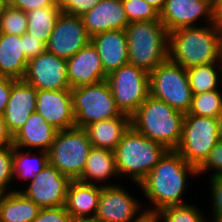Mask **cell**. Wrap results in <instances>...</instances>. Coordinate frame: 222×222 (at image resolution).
<instances>
[{"mask_svg": "<svg viewBox=\"0 0 222 222\" xmlns=\"http://www.w3.org/2000/svg\"><path fill=\"white\" fill-rule=\"evenodd\" d=\"M196 178L200 179L197 168L188 164L176 150H168L135 187L142 193V202L146 201L144 209L157 212L169 206L190 203L185 199L188 181Z\"/></svg>", "mask_w": 222, "mask_h": 222, "instance_id": "obj_1", "label": "cell"}, {"mask_svg": "<svg viewBox=\"0 0 222 222\" xmlns=\"http://www.w3.org/2000/svg\"><path fill=\"white\" fill-rule=\"evenodd\" d=\"M169 59L185 69L222 62V33L211 23L169 32Z\"/></svg>", "mask_w": 222, "mask_h": 222, "instance_id": "obj_2", "label": "cell"}, {"mask_svg": "<svg viewBox=\"0 0 222 222\" xmlns=\"http://www.w3.org/2000/svg\"><path fill=\"white\" fill-rule=\"evenodd\" d=\"M185 113L149 95L131 116V126L149 139L175 150L182 138Z\"/></svg>", "mask_w": 222, "mask_h": 222, "instance_id": "obj_3", "label": "cell"}, {"mask_svg": "<svg viewBox=\"0 0 222 222\" xmlns=\"http://www.w3.org/2000/svg\"><path fill=\"white\" fill-rule=\"evenodd\" d=\"M167 151L163 144L145 137L130 126L114 150L120 179L130 180L131 186L139 184Z\"/></svg>", "mask_w": 222, "mask_h": 222, "instance_id": "obj_4", "label": "cell"}, {"mask_svg": "<svg viewBox=\"0 0 222 222\" xmlns=\"http://www.w3.org/2000/svg\"><path fill=\"white\" fill-rule=\"evenodd\" d=\"M124 30L129 64L150 73L169 58V32L160 20L131 22Z\"/></svg>", "mask_w": 222, "mask_h": 222, "instance_id": "obj_5", "label": "cell"}, {"mask_svg": "<svg viewBox=\"0 0 222 222\" xmlns=\"http://www.w3.org/2000/svg\"><path fill=\"white\" fill-rule=\"evenodd\" d=\"M75 127L121 116L107 80L71 88Z\"/></svg>", "mask_w": 222, "mask_h": 222, "instance_id": "obj_6", "label": "cell"}, {"mask_svg": "<svg viewBox=\"0 0 222 222\" xmlns=\"http://www.w3.org/2000/svg\"><path fill=\"white\" fill-rule=\"evenodd\" d=\"M149 85L151 96L188 113L193 94L184 67L168 58L149 73Z\"/></svg>", "mask_w": 222, "mask_h": 222, "instance_id": "obj_7", "label": "cell"}, {"mask_svg": "<svg viewBox=\"0 0 222 222\" xmlns=\"http://www.w3.org/2000/svg\"><path fill=\"white\" fill-rule=\"evenodd\" d=\"M91 148V142L83 128L58 131L48 150L49 164L71 180H77L82 175Z\"/></svg>", "mask_w": 222, "mask_h": 222, "instance_id": "obj_8", "label": "cell"}, {"mask_svg": "<svg viewBox=\"0 0 222 222\" xmlns=\"http://www.w3.org/2000/svg\"><path fill=\"white\" fill-rule=\"evenodd\" d=\"M218 128V118L185 115L182 138L175 150L198 169L220 141Z\"/></svg>", "mask_w": 222, "mask_h": 222, "instance_id": "obj_9", "label": "cell"}, {"mask_svg": "<svg viewBox=\"0 0 222 222\" xmlns=\"http://www.w3.org/2000/svg\"><path fill=\"white\" fill-rule=\"evenodd\" d=\"M106 80L117 108L130 117L150 95L149 73L132 64L109 73Z\"/></svg>", "mask_w": 222, "mask_h": 222, "instance_id": "obj_10", "label": "cell"}, {"mask_svg": "<svg viewBox=\"0 0 222 222\" xmlns=\"http://www.w3.org/2000/svg\"><path fill=\"white\" fill-rule=\"evenodd\" d=\"M71 181L67 175L48 163L33 181L24 185V188H19V192L40 208L61 207L65 205Z\"/></svg>", "mask_w": 222, "mask_h": 222, "instance_id": "obj_11", "label": "cell"}, {"mask_svg": "<svg viewBox=\"0 0 222 222\" xmlns=\"http://www.w3.org/2000/svg\"><path fill=\"white\" fill-rule=\"evenodd\" d=\"M23 80L36 90H71L66 59L48 51L28 60Z\"/></svg>", "mask_w": 222, "mask_h": 222, "instance_id": "obj_12", "label": "cell"}, {"mask_svg": "<svg viewBox=\"0 0 222 222\" xmlns=\"http://www.w3.org/2000/svg\"><path fill=\"white\" fill-rule=\"evenodd\" d=\"M123 185L101 188L95 216L102 222H130L145 210L139 196L132 195Z\"/></svg>", "mask_w": 222, "mask_h": 222, "instance_id": "obj_13", "label": "cell"}, {"mask_svg": "<svg viewBox=\"0 0 222 222\" xmlns=\"http://www.w3.org/2000/svg\"><path fill=\"white\" fill-rule=\"evenodd\" d=\"M90 41L81 16L61 12L46 43V51L68 59Z\"/></svg>", "mask_w": 222, "mask_h": 222, "instance_id": "obj_14", "label": "cell"}, {"mask_svg": "<svg viewBox=\"0 0 222 222\" xmlns=\"http://www.w3.org/2000/svg\"><path fill=\"white\" fill-rule=\"evenodd\" d=\"M160 21L168 32L211 24L212 0H166L160 12Z\"/></svg>", "mask_w": 222, "mask_h": 222, "instance_id": "obj_15", "label": "cell"}, {"mask_svg": "<svg viewBox=\"0 0 222 222\" xmlns=\"http://www.w3.org/2000/svg\"><path fill=\"white\" fill-rule=\"evenodd\" d=\"M36 112L57 131L75 127L71 90H37Z\"/></svg>", "mask_w": 222, "mask_h": 222, "instance_id": "obj_16", "label": "cell"}, {"mask_svg": "<svg viewBox=\"0 0 222 222\" xmlns=\"http://www.w3.org/2000/svg\"><path fill=\"white\" fill-rule=\"evenodd\" d=\"M66 64L71 88L92 85L107 78L98 51L91 41L66 59Z\"/></svg>", "mask_w": 222, "mask_h": 222, "instance_id": "obj_17", "label": "cell"}, {"mask_svg": "<svg viewBox=\"0 0 222 222\" xmlns=\"http://www.w3.org/2000/svg\"><path fill=\"white\" fill-rule=\"evenodd\" d=\"M81 18L90 38L129 24L122 0H98Z\"/></svg>", "mask_w": 222, "mask_h": 222, "instance_id": "obj_18", "label": "cell"}, {"mask_svg": "<svg viewBox=\"0 0 222 222\" xmlns=\"http://www.w3.org/2000/svg\"><path fill=\"white\" fill-rule=\"evenodd\" d=\"M37 90L22 80H16L11 89L9 101L3 118L14 136L26 123L29 116L36 112Z\"/></svg>", "mask_w": 222, "mask_h": 222, "instance_id": "obj_19", "label": "cell"}, {"mask_svg": "<svg viewBox=\"0 0 222 222\" xmlns=\"http://www.w3.org/2000/svg\"><path fill=\"white\" fill-rule=\"evenodd\" d=\"M117 180L120 181V177L116 168L114 151L92 147L89 151L82 175L77 181L106 187L121 184V182L115 183Z\"/></svg>", "mask_w": 222, "mask_h": 222, "instance_id": "obj_20", "label": "cell"}, {"mask_svg": "<svg viewBox=\"0 0 222 222\" xmlns=\"http://www.w3.org/2000/svg\"><path fill=\"white\" fill-rule=\"evenodd\" d=\"M96 47L104 72L108 75L129 63L128 41L125 30H110L91 37Z\"/></svg>", "mask_w": 222, "mask_h": 222, "instance_id": "obj_21", "label": "cell"}, {"mask_svg": "<svg viewBox=\"0 0 222 222\" xmlns=\"http://www.w3.org/2000/svg\"><path fill=\"white\" fill-rule=\"evenodd\" d=\"M57 132L39 113L33 112L24 126L13 136V145L24 150L48 152Z\"/></svg>", "mask_w": 222, "mask_h": 222, "instance_id": "obj_22", "label": "cell"}, {"mask_svg": "<svg viewBox=\"0 0 222 222\" xmlns=\"http://www.w3.org/2000/svg\"><path fill=\"white\" fill-rule=\"evenodd\" d=\"M130 126L131 117L122 114L115 118L91 123L83 129L86 131L92 147L114 151Z\"/></svg>", "mask_w": 222, "mask_h": 222, "instance_id": "obj_23", "label": "cell"}, {"mask_svg": "<svg viewBox=\"0 0 222 222\" xmlns=\"http://www.w3.org/2000/svg\"><path fill=\"white\" fill-rule=\"evenodd\" d=\"M27 62L22 36L0 33V77L22 80Z\"/></svg>", "mask_w": 222, "mask_h": 222, "instance_id": "obj_24", "label": "cell"}, {"mask_svg": "<svg viewBox=\"0 0 222 222\" xmlns=\"http://www.w3.org/2000/svg\"><path fill=\"white\" fill-rule=\"evenodd\" d=\"M102 186L72 180L69 183L65 209L72 216L92 217L96 215Z\"/></svg>", "mask_w": 222, "mask_h": 222, "instance_id": "obj_25", "label": "cell"}, {"mask_svg": "<svg viewBox=\"0 0 222 222\" xmlns=\"http://www.w3.org/2000/svg\"><path fill=\"white\" fill-rule=\"evenodd\" d=\"M48 163V152L46 151L24 150L14 147L13 182H16V185H13L14 191H19V188L16 187L33 181ZM18 183L21 184L17 186Z\"/></svg>", "mask_w": 222, "mask_h": 222, "instance_id": "obj_26", "label": "cell"}, {"mask_svg": "<svg viewBox=\"0 0 222 222\" xmlns=\"http://www.w3.org/2000/svg\"><path fill=\"white\" fill-rule=\"evenodd\" d=\"M40 210L19 191L0 193V222H33Z\"/></svg>", "mask_w": 222, "mask_h": 222, "instance_id": "obj_27", "label": "cell"}, {"mask_svg": "<svg viewBox=\"0 0 222 222\" xmlns=\"http://www.w3.org/2000/svg\"><path fill=\"white\" fill-rule=\"evenodd\" d=\"M186 71L193 95L222 88V62L194 66Z\"/></svg>", "mask_w": 222, "mask_h": 222, "instance_id": "obj_28", "label": "cell"}, {"mask_svg": "<svg viewBox=\"0 0 222 222\" xmlns=\"http://www.w3.org/2000/svg\"><path fill=\"white\" fill-rule=\"evenodd\" d=\"M61 12L59 4L27 12L26 32L46 44Z\"/></svg>", "mask_w": 222, "mask_h": 222, "instance_id": "obj_29", "label": "cell"}, {"mask_svg": "<svg viewBox=\"0 0 222 222\" xmlns=\"http://www.w3.org/2000/svg\"><path fill=\"white\" fill-rule=\"evenodd\" d=\"M191 202L183 205L169 206L157 211L160 222H210L208 212ZM206 214V215H205ZM207 217V218H206Z\"/></svg>", "mask_w": 222, "mask_h": 222, "instance_id": "obj_30", "label": "cell"}, {"mask_svg": "<svg viewBox=\"0 0 222 222\" xmlns=\"http://www.w3.org/2000/svg\"><path fill=\"white\" fill-rule=\"evenodd\" d=\"M221 112L222 88L193 95L191 107L185 115L218 118Z\"/></svg>", "mask_w": 222, "mask_h": 222, "instance_id": "obj_31", "label": "cell"}, {"mask_svg": "<svg viewBox=\"0 0 222 222\" xmlns=\"http://www.w3.org/2000/svg\"><path fill=\"white\" fill-rule=\"evenodd\" d=\"M27 30V15L21 9L7 5L0 14V33L22 36Z\"/></svg>", "mask_w": 222, "mask_h": 222, "instance_id": "obj_32", "label": "cell"}, {"mask_svg": "<svg viewBox=\"0 0 222 222\" xmlns=\"http://www.w3.org/2000/svg\"><path fill=\"white\" fill-rule=\"evenodd\" d=\"M128 22L160 20V13L145 0H122Z\"/></svg>", "mask_w": 222, "mask_h": 222, "instance_id": "obj_33", "label": "cell"}, {"mask_svg": "<svg viewBox=\"0 0 222 222\" xmlns=\"http://www.w3.org/2000/svg\"><path fill=\"white\" fill-rule=\"evenodd\" d=\"M14 145L0 148V193L13 192Z\"/></svg>", "mask_w": 222, "mask_h": 222, "instance_id": "obj_34", "label": "cell"}, {"mask_svg": "<svg viewBox=\"0 0 222 222\" xmlns=\"http://www.w3.org/2000/svg\"><path fill=\"white\" fill-rule=\"evenodd\" d=\"M210 194L209 202L211 208L208 215L210 222H222V177L207 178ZM212 205V206H211ZM212 214V215H211Z\"/></svg>", "mask_w": 222, "mask_h": 222, "instance_id": "obj_35", "label": "cell"}, {"mask_svg": "<svg viewBox=\"0 0 222 222\" xmlns=\"http://www.w3.org/2000/svg\"><path fill=\"white\" fill-rule=\"evenodd\" d=\"M199 178L222 177V141L220 140L211 150L205 162L197 169Z\"/></svg>", "mask_w": 222, "mask_h": 222, "instance_id": "obj_36", "label": "cell"}, {"mask_svg": "<svg viewBox=\"0 0 222 222\" xmlns=\"http://www.w3.org/2000/svg\"><path fill=\"white\" fill-rule=\"evenodd\" d=\"M70 214L64 206L56 208H41L33 222H68Z\"/></svg>", "mask_w": 222, "mask_h": 222, "instance_id": "obj_37", "label": "cell"}, {"mask_svg": "<svg viewBox=\"0 0 222 222\" xmlns=\"http://www.w3.org/2000/svg\"><path fill=\"white\" fill-rule=\"evenodd\" d=\"M98 0H59V6L62 12L82 16L86 13Z\"/></svg>", "mask_w": 222, "mask_h": 222, "instance_id": "obj_38", "label": "cell"}, {"mask_svg": "<svg viewBox=\"0 0 222 222\" xmlns=\"http://www.w3.org/2000/svg\"><path fill=\"white\" fill-rule=\"evenodd\" d=\"M22 42L24 46V54L27 60H30L46 51V44L27 32L22 35Z\"/></svg>", "mask_w": 222, "mask_h": 222, "instance_id": "obj_39", "label": "cell"}, {"mask_svg": "<svg viewBox=\"0 0 222 222\" xmlns=\"http://www.w3.org/2000/svg\"><path fill=\"white\" fill-rule=\"evenodd\" d=\"M59 4V0H8V5L29 12L38 8Z\"/></svg>", "mask_w": 222, "mask_h": 222, "instance_id": "obj_40", "label": "cell"}, {"mask_svg": "<svg viewBox=\"0 0 222 222\" xmlns=\"http://www.w3.org/2000/svg\"><path fill=\"white\" fill-rule=\"evenodd\" d=\"M15 79L0 77V115H3L10 98L12 85Z\"/></svg>", "mask_w": 222, "mask_h": 222, "instance_id": "obj_41", "label": "cell"}, {"mask_svg": "<svg viewBox=\"0 0 222 222\" xmlns=\"http://www.w3.org/2000/svg\"><path fill=\"white\" fill-rule=\"evenodd\" d=\"M13 145V135L9 131L2 115H0V148Z\"/></svg>", "mask_w": 222, "mask_h": 222, "instance_id": "obj_42", "label": "cell"}, {"mask_svg": "<svg viewBox=\"0 0 222 222\" xmlns=\"http://www.w3.org/2000/svg\"><path fill=\"white\" fill-rule=\"evenodd\" d=\"M212 24L222 33V0H212Z\"/></svg>", "mask_w": 222, "mask_h": 222, "instance_id": "obj_43", "label": "cell"}, {"mask_svg": "<svg viewBox=\"0 0 222 222\" xmlns=\"http://www.w3.org/2000/svg\"><path fill=\"white\" fill-rule=\"evenodd\" d=\"M130 222H160L157 212L144 210Z\"/></svg>", "mask_w": 222, "mask_h": 222, "instance_id": "obj_44", "label": "cell"}, {"mask_svg": "<svg viewBox=\"0 0 222 222\" xmlns=\"http://www.w3.org/2000/svg\"><path fill=\"white\" fill-rule=\"evenodd\" d=\"M68 222H102L97 216L79 217L70 215Z\"/></svg>", "mask_w": 222, "mask_h": 222, "instance_id": "obj_45", "label": "cell"}, {"mask_svg": "<svg viewBox=\"0 0 222 222\" xmlns=\"http://www.w3.org/2000/svg\"><path fill=\"white\" fill-rule=\"evenodd\" d=\"M148 4L152 5L157 9V11L160 13L161 10L164 8L165 1L166 0H145Z\"/></svg>", "mask_w": 222, "mask_h": 222, "instance_id": "obj_46", "label": "cell"}, {"mask_svg": "<svg viewBox=\"0 0 222 222\" xmlns=\"http://www.w3.org/2000/svg\"><path fill=\"white\" fill-rule=\"evenodd\" d=\"M219 139L222 141V112L218 117Z\"/></svg>", "mask_w": 222, "mask_h": 222, "instance_id": "obj_47", "label": "cell"}, {"mask_svg": "<svg viewBox=\"0 0 222 222\" xmlns=\"http://www.w3.org/2000/svg\"><path fill=\"white\" fill-rule=\"evenodd\" d=\"M7 5H8V0H0V14L3 12V10Z\"/></svg>", "mask_w": 222, "mask_h": 222, "instance_id": "obj_48", "label": "cell"}]
</instances>
